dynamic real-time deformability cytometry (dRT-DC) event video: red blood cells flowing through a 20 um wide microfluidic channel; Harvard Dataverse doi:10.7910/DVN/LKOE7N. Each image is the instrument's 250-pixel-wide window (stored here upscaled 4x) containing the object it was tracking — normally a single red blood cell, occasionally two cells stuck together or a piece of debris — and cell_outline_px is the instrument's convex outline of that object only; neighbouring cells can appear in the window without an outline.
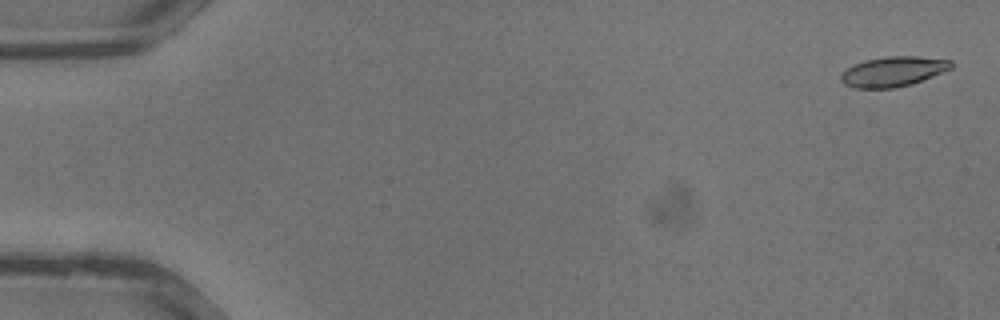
{"species": "common noctule bat (a hibernating species)", "species_latin": "Nyctalus noctula", "temperature_condition": "warm", "stored_images_in_passage": 34, "camera_frame_rate_fps": 3000, "um_per_image_px": 0.085, "animal": {"sex": "male", "body_mass_g": 13.3}, "frame": {"image": 1, "passage_image": 1, "time_ms": 0.0, "image_size_px": [1000, 320], "cell_outline_px": [[952, 68], [912, 84], [892, 88], [852, 88], [844, 84], [840, 80], [840, 76], [848, 68], [864, 60], [888, 56], [916, 56], [952, 60]], "centroid_in_image_um": [75.91, 6.08], "position_along_channel_um": 9.1, "area_um2": 19.13}}
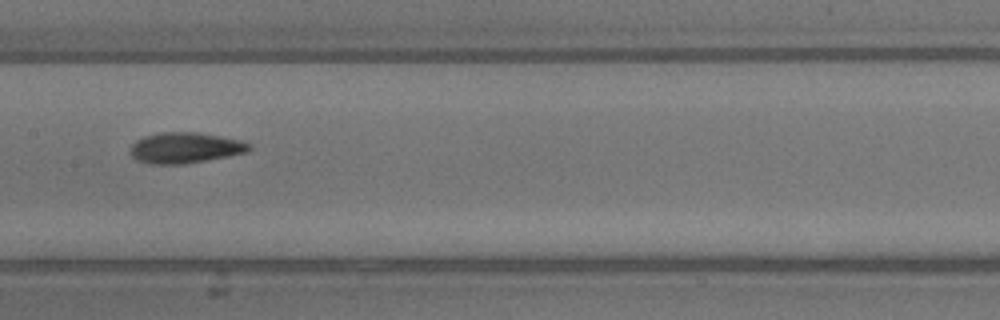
{"frame": {"image": 2, "passage_image": 18, "time_ms": 5.667, "image_size_px": [1000, 320], "cell_outline_px": [[252, 148], [248, 152], [228, 156], [184, 164], [148, 164], [136, 160], [128, 152], [132, 144], [136, 140], [144, 136], [160, 132], [196, 132], [240, 140], [252, 144]], "centroid_in_image_um": [15.71, 12.57], "position_along_channel_um": 191.7, "area_um2": 21.44}}
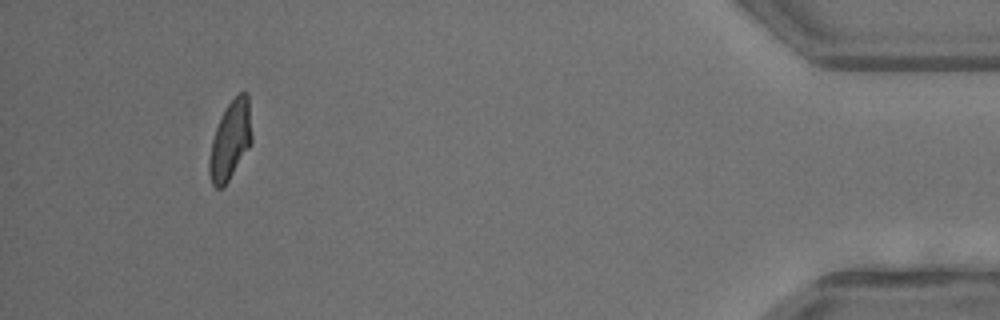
{"frame": {"image": 3, "passage_image": 33, "time_ms": 10.667, "image_size_px": [1000, 320], "cell_outline_px": [[252, 144], [228, 180], [220, 188], [216, 188], [212, 184], [208, 172], [208, 160], [212, 140], [220, 116], [228, 104], [240, 92], [248, 92], [252, 136]], "centroid_in_image_um": [19.58, 11.91], "position_along_channel_um": 415.6, "area_um2": 19.48}}